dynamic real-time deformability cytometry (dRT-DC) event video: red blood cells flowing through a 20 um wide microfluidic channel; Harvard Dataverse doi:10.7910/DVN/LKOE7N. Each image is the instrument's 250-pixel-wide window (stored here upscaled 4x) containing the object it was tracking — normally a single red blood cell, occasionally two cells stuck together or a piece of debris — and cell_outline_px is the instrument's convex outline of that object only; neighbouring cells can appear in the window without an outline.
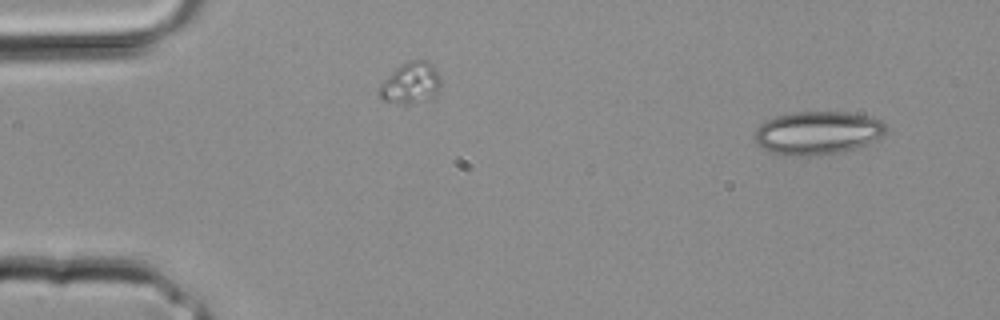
{"species": "common noctule bat (a hibernating species)", "species_latin": "Nyctalus noctula", "temperature_condition": "room temperature", "stored_images_in_passage": 3, "camera_frame_rate_fps": 3000, "um_per_image_px": 0.085, "animal": {"sex": "male", "body_mass_g": 20.4}, "frame": {"image": 1, "passage_image": 3, "time_ms": 0.667, "image_size_px": [1000, 320], "cell_outline_px": [[888, 128], [884, 136], [868, 144], [836, 152], [800, 156], [792, 156], [772, 152], [756, 144], [752, 136], [756, 128], [760, 124], [776, 116], [792, 112], [848, 112], [868, 116], [880, 120]], "centroid_in_image_um": [69.48, 11.28], "position_along_channel_um": 15.5, "area_um2": 33.0}}